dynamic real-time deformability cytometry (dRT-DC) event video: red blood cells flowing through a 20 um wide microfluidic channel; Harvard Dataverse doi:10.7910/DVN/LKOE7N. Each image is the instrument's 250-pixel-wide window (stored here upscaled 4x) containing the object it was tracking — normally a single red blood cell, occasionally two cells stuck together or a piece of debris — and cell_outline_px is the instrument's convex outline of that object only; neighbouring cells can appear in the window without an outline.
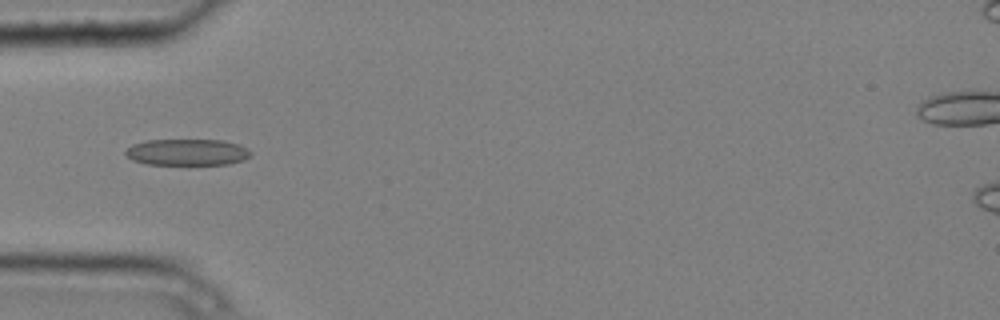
{"species": "common noctule bat (a hibernating species)", "species_latin": "Nyctalus noctula", "temperature_condition": "cold", "stored_images_in_passage": 5, "camera_frame_rate_fps": 3000, "um_per_image_px": 0.085, "animal": {"sex": "male", "body_mass_g": 20.4}, "frame": {"image": 1, "passage_image": 5, "time_ms": 1.333, "image_size_px": [1000, 320], "cell_outline_px": [[252, 152], [244, 160], [228, 164], [188, 168], [148, 164], [132, 160], [124, 152], [132, 144], [148, 140], [220, 140], [236, 144], [248, 148]], "centroid_in_image_um": [15.91, 13.0], "position_along_channel_um": 69.1, "area_um2": 20.23}}